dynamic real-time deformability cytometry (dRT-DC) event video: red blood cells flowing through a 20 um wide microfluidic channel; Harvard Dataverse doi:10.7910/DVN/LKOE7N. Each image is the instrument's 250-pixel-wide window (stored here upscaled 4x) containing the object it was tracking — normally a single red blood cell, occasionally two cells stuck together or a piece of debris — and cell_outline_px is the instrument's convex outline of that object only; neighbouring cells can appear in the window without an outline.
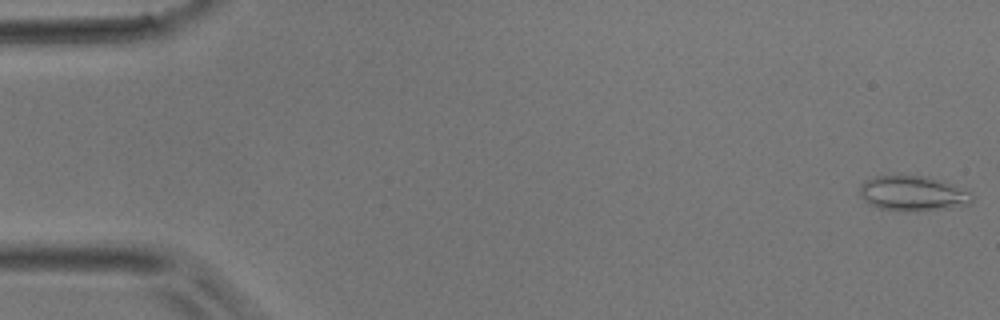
{"species": "common noctule bat (a hibernating species)", "species_latin": "Nyctalus noctula", "temperature_condition": "room temperature", "stored_images_in_passage": 12, "camera_frame_rate_fps": 3000, "um_per_image_px": 0.085, "animal": {"sex": "male", "body_mass_g": 17.9}, "frame": {"image": 1, "passage_image": 1, "time_ms": 0.0, "image_size_px": [1000, 320], "cell_outline_px": [[976, 196], [972, 204], [948, 208], [880, 208], [868, 204], [860, 196], [860, 184], [864, 180], [876, 176], [896, 172], [924, 176], [944, 180], [972, 192]], "centroid_in_image_um": [77.62, 16.34], "position_along_channel_um": 7.4, "area_um2": 23.12}}